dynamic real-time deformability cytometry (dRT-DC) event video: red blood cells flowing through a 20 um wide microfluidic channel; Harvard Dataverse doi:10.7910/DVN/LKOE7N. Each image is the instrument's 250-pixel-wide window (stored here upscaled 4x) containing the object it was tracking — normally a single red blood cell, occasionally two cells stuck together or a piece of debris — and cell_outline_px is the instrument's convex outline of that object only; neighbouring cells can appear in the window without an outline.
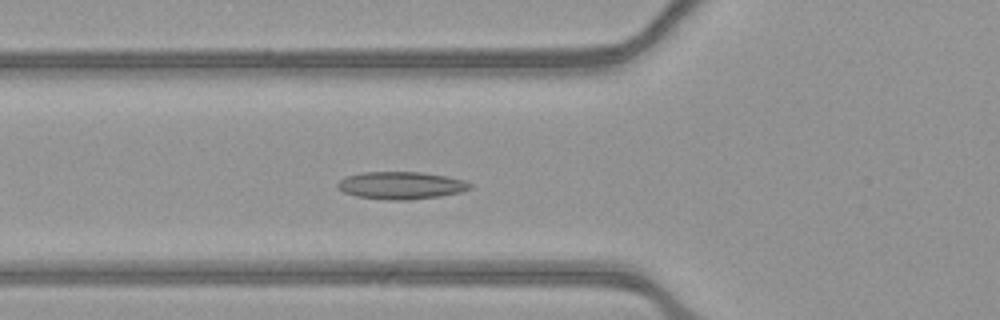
{"species": "common noctule bat (a hibernating species)", "species_latin": "Nyctalus noctula", "temperature_condition": "warm", "stored_images_in_passage": 31, "camera_frame_rate_fps": 3000, "um_per_image_px": 0.085, "animal": {"sex": "female", "body_mass_g": 21.9}, "frame": {"image": 1, "passage_image": 7, "time_ms": 2.0, "image_size_px": [1000, 320], "cell_outline_px": [[472, 188], [460, 192], [440, 196], [408, 200], [388, 200], [356, 196], [344, 192], [336, 188], [336, 184], [344, 176], [360, 172], [420, 172], [444, 176], [464, 180], [472, 184]], "centroid_in_image_um": [34.04, 15.76], "position_along_channel_um": 91.8, "area_um2": 21.27}}
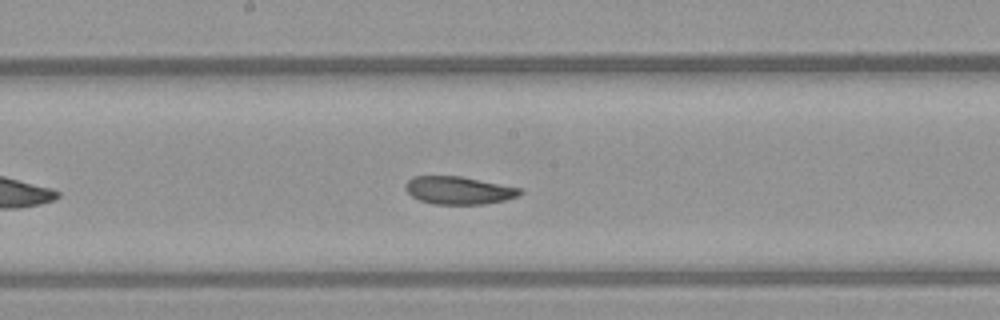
{"frame": {"image": 2, "passage_image": 16, "time_ms": 5.0, "image_size_px": [1000, 320], "cell_outline_px": [[524, 192], [520, 196], [504, 200], [484, 204], [432, 204], [420, 200], [412, 196], [404, 188], [404, 184], [412, 176], [460, 176], [520, 188]], "centroid_in_image_um": [38.98, 16.18], "position_along_channel_um": 209.2, "area_um2": 18.55}}
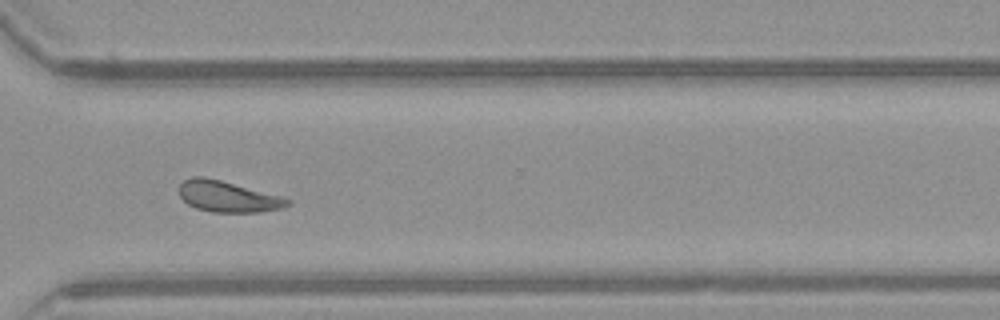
{"frame": {"image": 3, "passage_image": 27, "time_ms": 8.667, "image_size_px": [1000, 320], "cell_outline_px": [[292, 200], [288, 204], [280, 208], [256, 212], [212, 212], [196, 208], [188, 204], [180, 196], [180, 184], [184, 180], [192, 176], [204, 176], [220, 180], [280, 196]], "centroid_in_image_um": [19.32, 16.7], "position_along_channel_um": 351.3, "area_um2": 19.25}, "authors_computed_cell_mechanics": {"area_um2": 19.363, "velocity_mm_per_s": 3.8831, "shape_relaxation_time_tau1_ms": null, "shape_relaxation_time_tau2_ms": 8.7118, "deformation_change_tau1": null, "deformation_change_tau2": 0.1599}}